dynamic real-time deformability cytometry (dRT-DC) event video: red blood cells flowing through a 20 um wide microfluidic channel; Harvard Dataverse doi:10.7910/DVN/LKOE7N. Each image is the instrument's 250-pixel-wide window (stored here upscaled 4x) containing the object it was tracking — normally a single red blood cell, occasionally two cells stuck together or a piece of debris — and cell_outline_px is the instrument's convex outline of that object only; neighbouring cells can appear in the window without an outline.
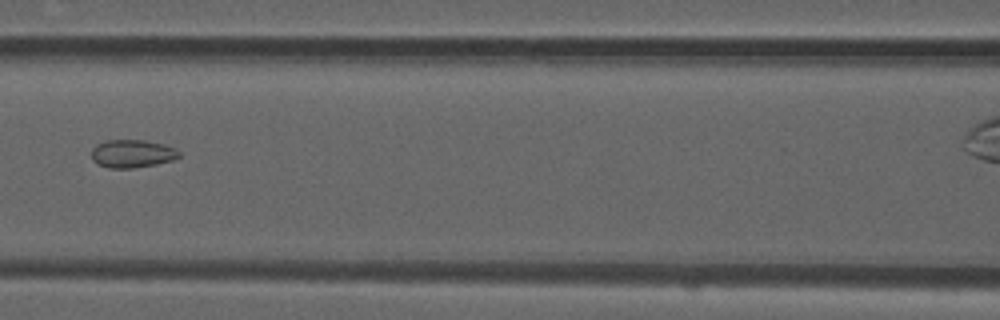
{"species": "common noctule bat (a hibernating species)", "species_latin": "Nyctalus noctula", "temperature_condition": "room temperature", "stored_images_in_passage": 7, "segment_of_instrument_passage": [1, 2], "camera_frame_rate_fps": 3000, "um_per_image_px": 0.085, "animal": {"sex": "male", "forearm_length_mm": 52.5}, "frame": {"image": 1, "passage_image": 6, "time_ms": 1.667, "image_size_px": [1000, 320], "cell_outline_px": [[180, 156], [172, 160], [156, 164], [132, 168], [108, 168], [96, 164], [92, 160], [92, 148], [96, 144], [104, 140], [144, 140], [164, 144], [176, 148], [180, 152]], "centroid_in_image_um": [11.22, 13.06], "position_along_channel_um": 155.4, "area_um2": 14.45}}